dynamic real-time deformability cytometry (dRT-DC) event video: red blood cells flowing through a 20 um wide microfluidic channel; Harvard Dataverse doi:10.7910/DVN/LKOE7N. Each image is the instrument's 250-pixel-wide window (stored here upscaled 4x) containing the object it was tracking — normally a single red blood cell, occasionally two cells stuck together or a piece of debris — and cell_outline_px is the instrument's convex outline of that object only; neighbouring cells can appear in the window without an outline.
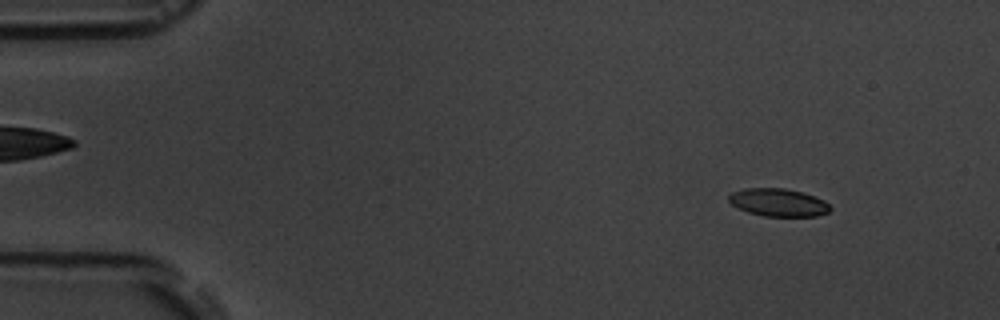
{"species": "common noctule bat (a hibernating species)", "species_latin": "Nyctalus noctula", "temperature_condition": "room temperature", "stored_images_in_passage": 3, "camera_frame_rate_fps": 3000, "um_per_image_px": 0.085, "animal": {"sex": "male", "body_mass_g": 19.5, "forearm_length_mm": 54.6}, "frame": {"image": 1, "passage_image": 1, "time_ms": 0.0, "image_size_px": [1000, 320], "cell_outline_px": [[832, 208], [828, 212], [816, 216], [764, 216], [748, 212], [732, 204], [728, 200], [728, 196], [732, 192], [744, 188], [784, 188], [804, 192], [824, 200]], "centroid_in_image_um": [66.16, 17.2], "position_along_channel_um": 18.8, "area_um2": 16.42}}